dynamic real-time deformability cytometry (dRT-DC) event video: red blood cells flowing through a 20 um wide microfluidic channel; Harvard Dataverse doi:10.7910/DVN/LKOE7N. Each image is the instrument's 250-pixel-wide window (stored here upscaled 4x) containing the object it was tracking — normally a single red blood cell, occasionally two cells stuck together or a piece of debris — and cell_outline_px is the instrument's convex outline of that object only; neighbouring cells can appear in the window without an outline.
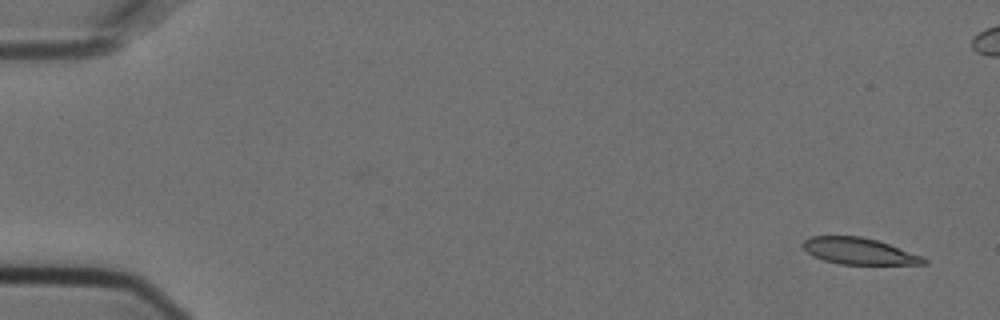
{"species": "Egyptian fruit bat (a non-hibernating species)", "species_latin": "Rousettus aegyptiacus", "temperature_condition": "cold", "stored_images_in_passage": 16, "camera_frame_rate_fps": 3000, "um_per_image_px": 0.085, "animal": {"sex": "female"}, "frame": {"image": 1, "passage_image": 1, "time_ms": 0.0, "image_size_px": [1000, 320], "cell_outline_px": [[928, 264], [840, 264], [824, 260], [812, 256], [800, 244], [804, 240], [812, 236], [860, 236], [876, 240], [888, 244], [920, 256], [928, 260]], "centroid_in_image_um": [72.96, 21.34], "position_along_channel_um": 12.0, "area_um2": 18.38}}
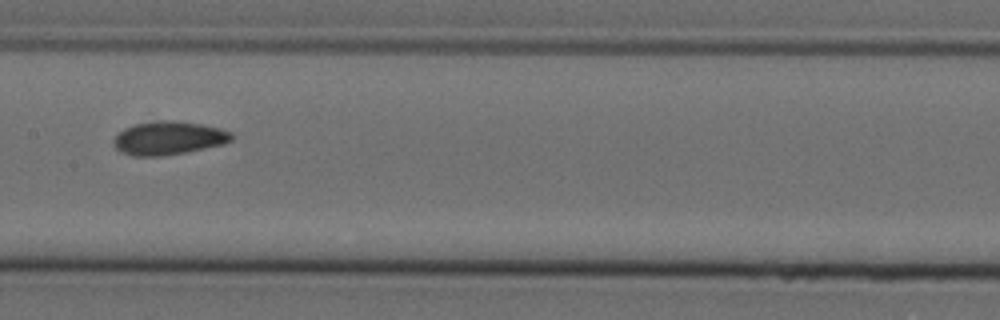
{"frame": {"image": 2, "passage_image": 8, "time_ms": 2.333, "image_size_px": [1000, 320], "cell_outline_px": [[232, 140], [224, 144], [184, 152], [160, 156], [132, 156], [120, 152], [112, 144], [112, 140], [124, 128], [136, 124], [160, 120], [172, 120], [200, 124], [220, 128], [232, 132]], "centroid_in_image_um": [14.31, 11.74], "position_along_channel_um": 193.1, "area_um2": 22.89}}
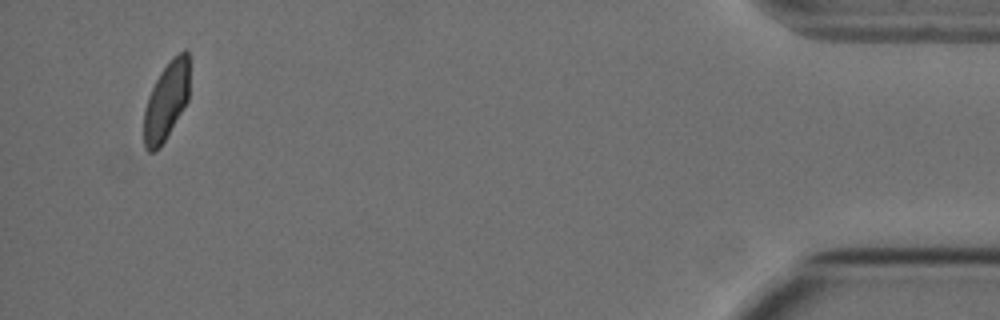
{"frame": {"image": 3, "passage_image": 15, "time_ms": 4.667, "image_size_px": [1000, 320], "cell_outline_px": [[188, 100], [160, 148], [156, 152], [148, 152], [144, 148], [144, 112], [148, 96], [160, 72], [172, 56], [184, 48], [188, 52]], "centroid_in_image_um": [14.12, 8.59], "position_along_channel_um": 421.1, "area_um2": 20.75}}